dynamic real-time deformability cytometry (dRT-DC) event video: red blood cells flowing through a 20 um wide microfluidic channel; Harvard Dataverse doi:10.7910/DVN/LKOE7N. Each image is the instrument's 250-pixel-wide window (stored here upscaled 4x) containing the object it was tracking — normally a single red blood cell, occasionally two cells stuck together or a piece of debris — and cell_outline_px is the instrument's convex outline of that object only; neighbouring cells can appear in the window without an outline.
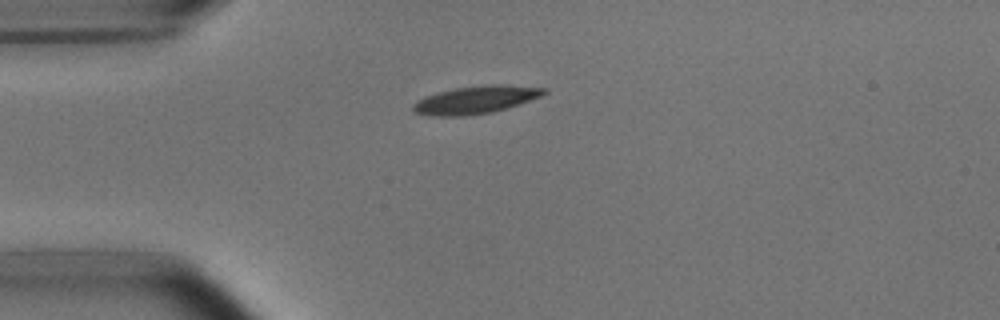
{"species": "common noctule bat (a hibernating species)", "species_latin": "Nyctalus noctula", "temperature_condition": "room temperature", "stored_images_in_passage": 33, "camera_frame_rate_fps": 3000, "um_per_image_px": 0.085, "animal": {"sex": "male", "body_mass_g": 15.6}, "frame": {"image": 1, "passage_image": 1, "time_ms": 0.0, "image_size_px": [1000, 320], "cell_outline_px": [[548, 92], [540, 96], [492, 112], [464, 116], [432, 116], [416, 112], [412, 108], [412, 104], [424, 96], [436, 92], [456, 88], [484, 84], [500, 84], [548, 88]], "centroid_in_image_um": [40.4, 8.47], "position_along_channel_um": 44.6, "area_um2": 20.98}}
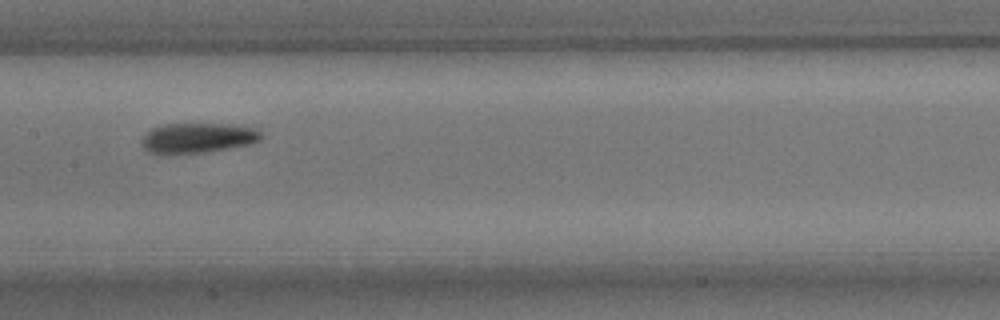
{"frame": {"image": 2, "passage_image": 14, "time_ms": 4.333, "image_size_px": [1000, 320], "cell_outline_px": [[264, 136], [260, 140], [252, 144], [204, 152], [148, 152], [140, 144], [144, 136], [152, 128], [164, 124], [232, 124], [256, 128]], "centroid_in_image_um": [16.88, 11.7], "position_along_channel_um": 190.5, "area_um2": 20.58}}
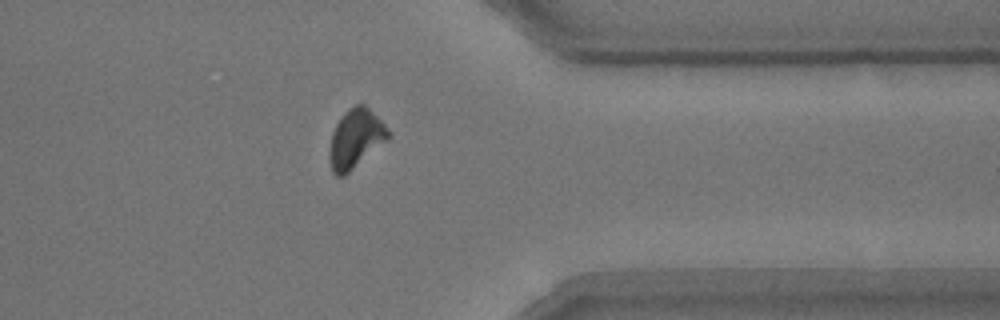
{"frame": {"image": 3, "passage_image": 30, "time_ms": 9.667, "image_size_px": [1000, 320], "cell_outline_px": [[392, 136], [388, 140], [344, 176], [336, 176], [332, 172], [328, 156], [328, 148], [332, 132], [340, 116], [348, 108], [356, 104], [364, 104], [388, 128]], "centroid_in_image_um": [30.21, 11.79], "position_along_channel_um": 381.2, "area_um2": 20.4}, "authors_computed_cell_mechanics": {"area_um2": 20.5768, "velocity_mm_per_s": 3.7588, "shape_relaxation_time_tau1_ms": 2.5105, "shape_relaxation_time_tau2_ms": 6.8622, "deformation_change_tau1": 0.1258, "deformation_change_tau2": 0.1562}}